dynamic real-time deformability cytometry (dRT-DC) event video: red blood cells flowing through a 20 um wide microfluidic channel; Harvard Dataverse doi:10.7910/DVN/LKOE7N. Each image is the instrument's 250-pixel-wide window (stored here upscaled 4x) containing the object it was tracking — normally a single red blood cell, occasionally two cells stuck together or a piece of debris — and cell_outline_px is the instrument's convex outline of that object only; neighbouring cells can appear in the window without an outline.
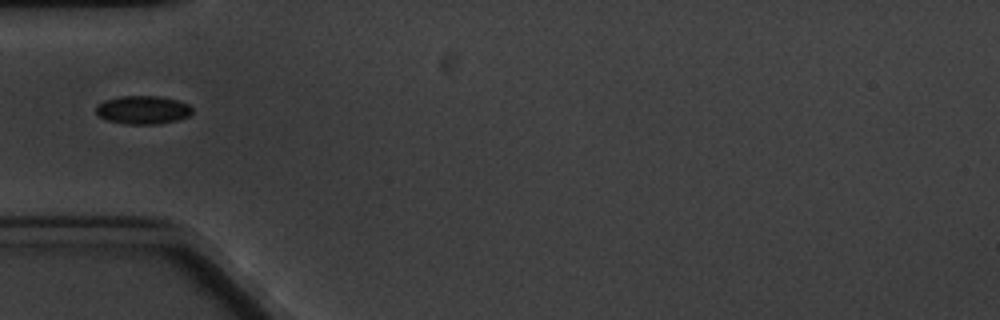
{"species": "common noctule bat (a hibernating species)", "species_latin": "Nyctalus noctula", "temperature_condition": "cold", "stored_images_in_passage": 6, "camera_frame_rate_fps": 3000, "um_per_image_px": 0.085, "animal": {"sex": "male", "body_mass_g": 20.1, "forearm_length_mm": 53.5}, "frame": {"image": 1, "passage_image": 3, "time_ms": 2.333, "image_size_px": [1000, 320], "cell_outline_px": [[192, 112], [188, 116], [176, 120], [156, 124], [124, 124], [108, 120], [100, 116], [96, 112], [96, 104], [104, 100], [120, 96], [160, 96], [176, 100], [188, 104], [192, 108]], "centroid_in_image_um": [12.12, 9.33], "position_along_channel_um": 72.9, "area_um2": 15.84}}